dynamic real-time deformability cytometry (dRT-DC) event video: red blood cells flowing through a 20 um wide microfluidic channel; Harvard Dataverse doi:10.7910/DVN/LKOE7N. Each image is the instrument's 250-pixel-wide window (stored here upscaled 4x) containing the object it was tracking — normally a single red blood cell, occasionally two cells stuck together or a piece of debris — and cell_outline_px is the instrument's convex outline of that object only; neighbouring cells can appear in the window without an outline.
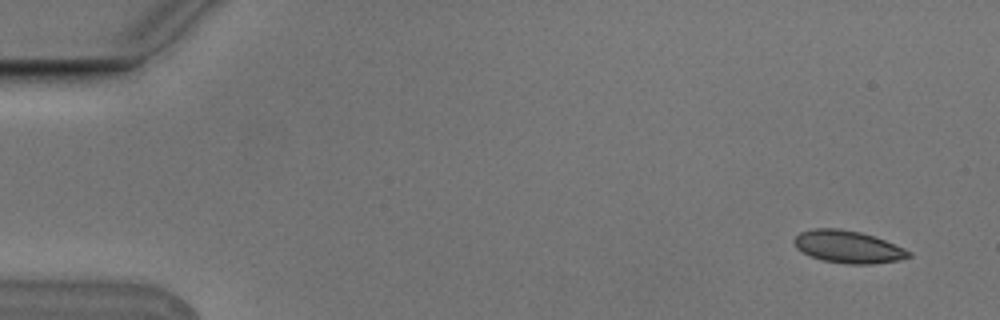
{"species": "Egyptian fruit bat (a non-hibernating species)", "species_latin": "Rousettus aegyptiacus", "temperature_condition": "cold", "stored_images_in_passage": 4, "camera_frame_rate_fps": 3000, "um_per_image_px": 0.085, "animal": {"sex": "male"}, "frame": {"image": 1, "passage_image": 1, "time_ms": 0.0, "image_size_px": [1000, 320], "cell_outline_px": [[912, 256], [900, 260], [872, 264], [848, 264], [824, 260], [812, 256], [796, 248], [792, 240], [800, 232], [812, 228], [840, 228], [860, 232], [884, 240], [904, 248], [912, 252]], "centroid_in_image_um": [72.09, 20.97], "position_along_channel_um": 12.9, "area_um2": 21.56}}
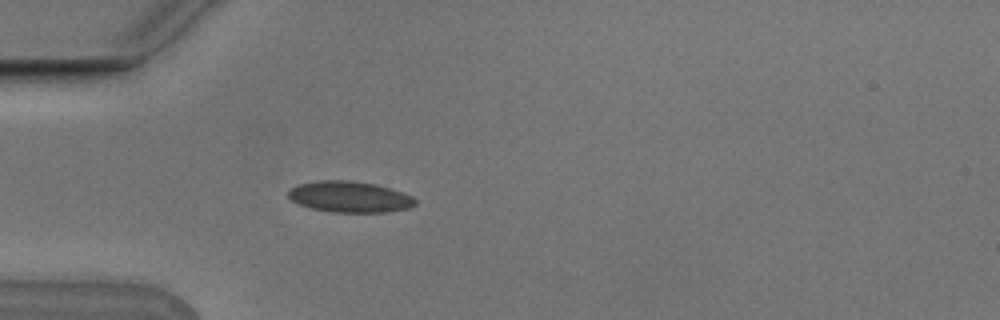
{"frame": {"image": 2, "passage_image": 4, "time_ms": 1.0, "image_size_px": [1000, 320], "cell_outline_px": [[416, 204], [412, 208], [384, 212], [332, 212], [308, 208], [292, 200], [288, 196], [288, 188], [300, 184], [320, 180], [352, 180], [376, 184], [412, 196], [416, 200]], "centroid_in_image_um": [29.71, 16.73], "position_along_channel_um": 55.3, "area_um2": 23.06}}